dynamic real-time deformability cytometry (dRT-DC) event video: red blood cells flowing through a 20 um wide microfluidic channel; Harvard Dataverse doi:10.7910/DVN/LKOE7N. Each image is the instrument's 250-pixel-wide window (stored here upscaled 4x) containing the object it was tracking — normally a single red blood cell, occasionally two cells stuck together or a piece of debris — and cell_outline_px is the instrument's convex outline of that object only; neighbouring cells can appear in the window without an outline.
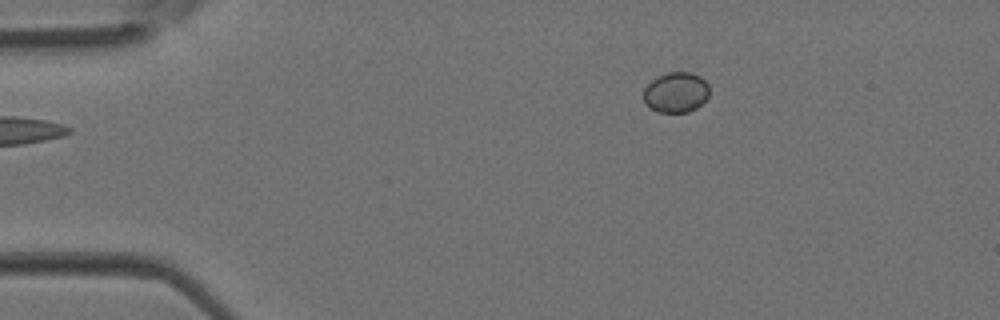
{"species": "Egyptian fruit bat (a non-hibernating species)", "species_latin": "Rousettus aegyptiacus", "temperature_condition": "room temperature", "stored_images_in_passage": 3, "camera_frame_rate_fps": 3000, "um_per_image_px": 0.085, "animal": {"sex": "female"}, "frame": {"image": 1, "passage_image": 3, "time_ms": 0.667, "image_size_px": [1000, 320], "cell_outline_px": [[708, 96], [696, 108], [688, 112], [660, 112], [644, 104], [644, 88], [656, 76], [668, 72], [692, 72], [700, 76], [708, 84]], "centroid_in_image_um": [57.45, 7.83], "position_along_channel_um": 27.6, "area_um2": 15.43}}